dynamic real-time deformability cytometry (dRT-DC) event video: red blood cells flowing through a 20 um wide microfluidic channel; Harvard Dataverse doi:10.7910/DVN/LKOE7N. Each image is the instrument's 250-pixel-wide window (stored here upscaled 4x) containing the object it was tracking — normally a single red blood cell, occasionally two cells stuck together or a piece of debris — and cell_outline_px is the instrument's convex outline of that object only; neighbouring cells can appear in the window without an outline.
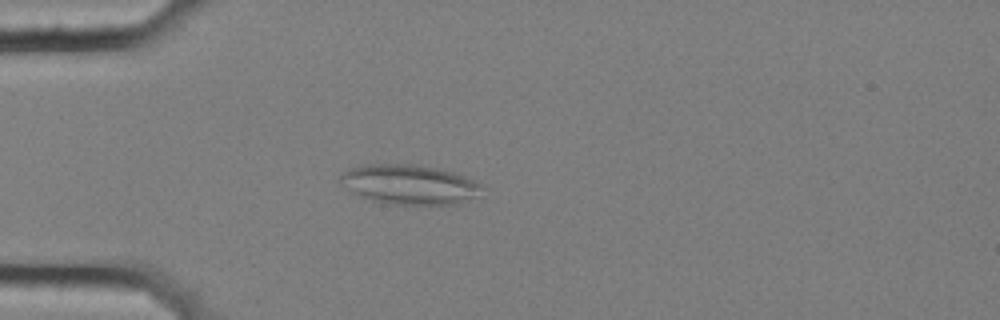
{"species": "common noctule bat (a hibernating species)", "species_latin": "Nyctalus noctula", "temperature_condition": "cold", "stored_images_in_passage": 42, "camera_frame_rate_fps": 3000, "um_per_image_px": 0.085, "animal": {"sex": "female", "body_mass_g": 25.1}, "frame": {"image": 1, "passage_image": 1, "time_ms": 0.0, "image_size_px": [1000, 320], "cell_outline_px": [[480, 188], [476, 196], [460, 204], [388, 204], [372, 200], [360, 196], [352, 192], [340, 184], [340, 176], [344, 172], [360, 164], [416, 164], [456, 172], [480, 184]], "centroid_in_image_um": [34.76, 15.67], "position_along_channel_um": 50.2, "area_um2": 32.6}}
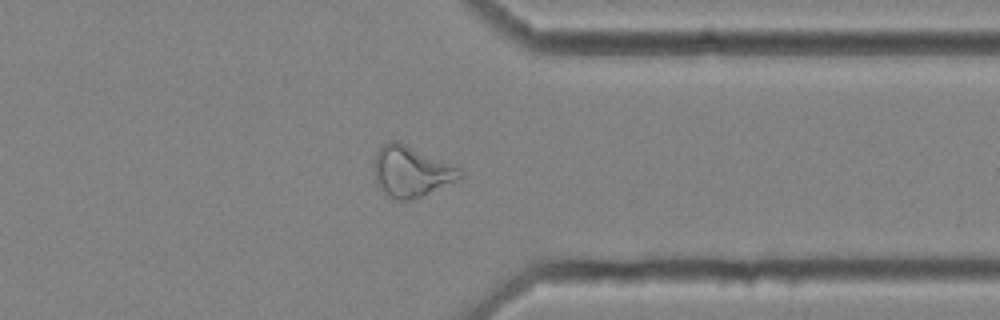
{"frame": {"image": 2, "passage_image": 30, "time_ms": 9.667, "image_size_px": [1000, 320], "cell_outline_px": [[464, 176], [424, 196], [412, 200], [400, 200], [388, 196], [384, 192], [376, 180], [372, 168], [372, 164], [376, 152], [384, 144], [392, 140], [396, 140], [460, 168], [464, 172]], "centroid_in_image_um": [34.93, 14.58], "position_along_channel_um": 376.5, "area_um2": 25.32}}
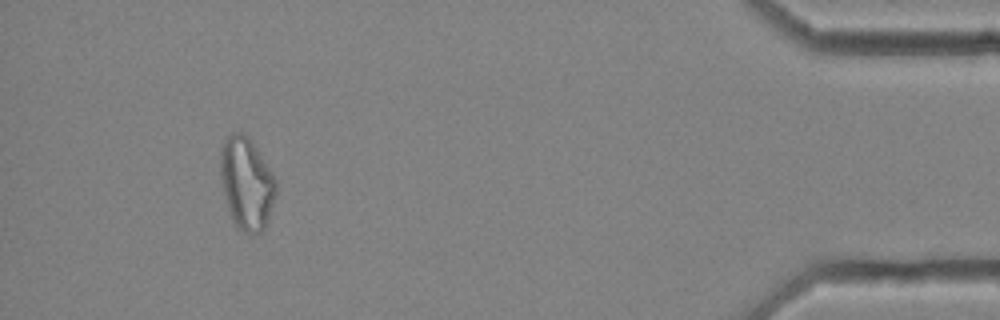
{"frame": {"image": 3, "passage_image": 38, "time_ms": 12.333, "image_size_px": [1000, 320], "cell_outline_px": [[276, 192], [268, 220], [264, 228], [256, 236], [244, 232], [236, 228], [228, 212], [220, 180], [220, 152], [224, 140], [232, 132], [244, 132], [248, 136], [276, 180]], "centroid_in_image_um": [20.92, 15.62], "position_along_channel_um": 414.3, "area_um2": 30.06}, "authors_computed_cell_mechanics": {"area_um2": 22.6287, "velocity_mm_per_s": 3.5516, "shape_relaxation_time_tau1_ms": null, "shape_relaxation_time_tau2_ms": 5.0611, "deformation_change_tau1": null, "deformation_change_tau2": 0.1582}}